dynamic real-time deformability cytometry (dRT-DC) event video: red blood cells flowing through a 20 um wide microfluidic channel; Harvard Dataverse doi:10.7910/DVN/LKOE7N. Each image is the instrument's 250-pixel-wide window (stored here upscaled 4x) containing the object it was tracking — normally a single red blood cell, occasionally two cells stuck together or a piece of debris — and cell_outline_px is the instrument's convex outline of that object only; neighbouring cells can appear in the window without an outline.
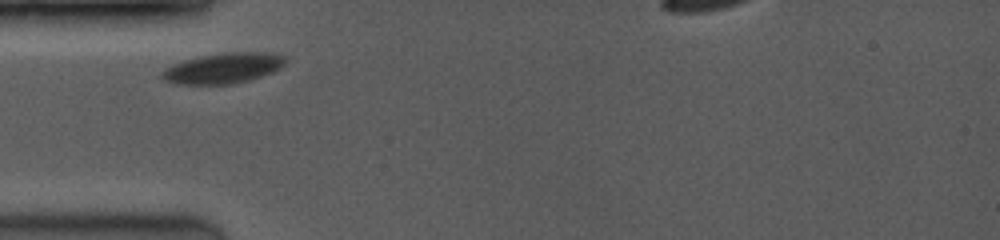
{"species": "common noctule bat (a hibernating species)", "species_latin": "Nyctalus noctula", "temperature_condition": "room temperature", "stored_images_in_passage": 2, "camera_frame_rate_fps": 3500, "um_per_image_px": 0.085, "animal": {"sex": "female", "body_mass_g": 19.0, "forearm_length_mm": 53.3}, "frame": {"image": 1, "passage_image": 1, "time_ms": 0.0, "image_size_px": [1000, 240], "cell_outline_px": [[288, 60], [280, 68], [272, 72], [248, 80], [232, 84], [176, 84], [164, 80], [160, 76], [160, 72], [164, 68], [184, 60], [196, 56], [232, 52], [272, 52], [284, 56]], "centroid_in_image_um": [18.96, 5.79], "position_along_channel_um": 66.0, "area_um2": 22.02}}
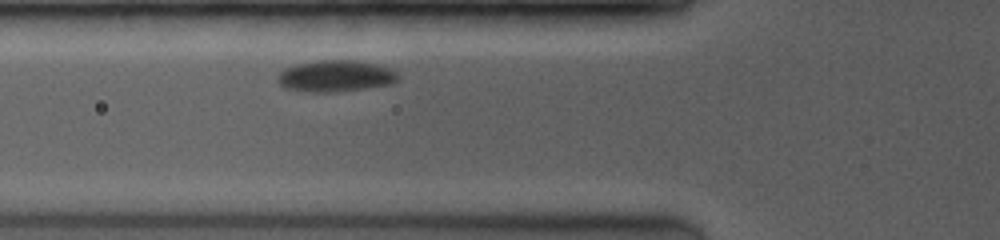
{"frame": {"image": 2, "passage_image": 2, "time_ms": 0.857, "image_size_px": [1000, 240], "cell_outline_px": [[400, 76], [392, 84], [336, 92], [312, 92], [284, 88], [276, 80], [276, 76], [284, 68], [296, 64], [320, 60], [352, 60], [376, 64], [388, 68], [396, 72]], "centroid_in_image_um": [28.48, 6.46], "position_along_channel_um": 97.3, "area_um2": 22.08}}